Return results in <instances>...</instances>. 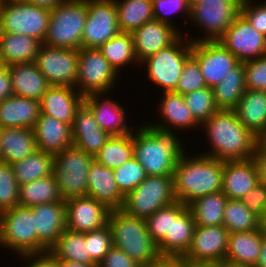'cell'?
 <instances>
[{
  "mask_svg": "<svg viewBox=\"0 0 266 267\" xmlns=\"http://www.w3.org/2000/svg\"><path fill=\"white\" fill-rule=\"evenodd\" d=\"M24 1L33 4L35 6L43 7L48 10H53L57 5L67 0H24Z\"/></svg>",
  "mask_w": 266,
  "mask_h": 267,
  "instance_id": "58",
  "label": "cell"
},
{
  "mask_svg": "<svg viewBox=\"0 0 266 267\" xmlns=\"http://www.w3.org/2000/svg\"><path fill=\"white\" fill-rule=\"evenodd\" d=\"M114 0H87L82 48H99L120 33Z\"/></svg>",
  "mask_w": 266,
  "mask_h": 267,
  "instance_id": "13",
  "label": "cell"
},
{
  "mask_svg": "<svg viewBox=\"0 0 266 267\" xmlns=\"http://www.w3.org/2000/svg\"><path fill=\"white\" fill-rule=\"evenodd\" d=\"M42 42L28 35L0 32V58L3 65L34 62Z\"/></svg>",
  "mask_w": 266,
  "mask_h": 267,
  "instance_id": "33",
  "label": "cell"
},
{
  "mask_svg": "<svg viewBox=\"0 0 266 267\" xmlns=\"http://www.w3.org/2000/svg\"><path fill=\"white\" fill-rule=\"evenodd\" d=\"M34 64L50 85L75 87L78 50L42 44Z\"/></svg>",
  "mask_w": 266,
  "mask_h": 267,
  "instance_id": "14",
  "label": "cell"
},
{
  "mask_svg": "<svg viewBox=\"0 0 266 267\" xmlns=\"http://www.w3.org/2000/svg\"><path fill=\"white\" fill-rule=\"evenodd\" d=\"M119 77L99 49L81 47L78 50L75 89L84 97L91 93H110Z\"/></svg>",
  "mask_w": 266,
  "mask_h": 267,
  "instance_id": "12",
  "label": "cell"
},
{
  "mask_svg": "<svg viewBox=\"0 0 266 267\" xmlns=\"http://www.w3.org/2000/svg\"><path fill=\"white\" fill-rule=\"evenodd\" d=\"M183 98L186 106L200 125L219 110L215 105L213 90L210 87L184 94Z\"/></svg>",
  "mask_w": 266,
  "mask_h": 267,
  "instance_id": "44",
  "label": "cell"
},
{
  "mask_svg": "<svg viewBox=\"0 0 266 267\" xmlns=\"http://www.w3.org/2000/svg\"><path fill=\"white\" fill-rule=\"evenodd\" d=\"M162 98L159 99V105L156 107L161 122L158 120L154 123L147 122V125L155 130L167 133H175L184 130H192L200 128V124L195 120L192 113L185 104L183 95L177 92H164ZM161 100V101H160ZM178 129V130H177ZM183 129V130H182ZM175 131V132H174Z\"/></svg>",
  "mask_w": 266,
  "mask_h": 267,
  "instance_id": "22",
  "label": "cell"
},
{
  "mask_svg": "<svg viewBox=\"0 0 266 267\" xmlns=\"http://www.w3.org/2000/svg\"><path fill=\"white\" fill-rule=\"evenodd\" d=\"M223 226L229 233H235L259 229L262 223L242 200L228 199L224 207Z\"/></svg>",
  "mask_w": 266,
  "mask_h": 267,
  "instance_id": "43",
  "label": "cell"
},
{
  "mask_svg": "<svg viewBox=\"0 0 266 267\" xmlns=\"http://www.w3.org/2000/svg\"><path fill=\"white\" fill-rule=\"evenodd\" d=\"M212 90L215 105L219 110H234L246 90L243 63L239 62Z\"/></svg>",
  "mask_w": 266,
  "mask_h": 267,
  "instance_id": "35",
  "label": "cell"
},
{
  "mask_svg": "<svg viewBox=\"0 0 266 267\" xmlns=\"http://www.w3.org/2000/svg\"><path fill=\"white\" fill-rule=\"evenodd\" d=\"M19 188L11 164L0 161V213L19 206Z\"/></svg>",
  "mask_w": 266,
  "mask_h": 267,
  "instance_id": "46",
  "label": "cell"
},
{
  "mask_svg": "<svg viewBox=\"0 0 266 267\" xmlns=\"http://www.w3.org/2000/svg\"><path fill=\"white\" fill-rule=\"evenodd\" d=\"M259 182L253 159L224 162L222 192L228 199L242 200Z\"/></svg>",
  "mask_w": 266,
  "mask_h": 267,
  "instance_id": "29",
  "label": "cell"
},
{
  "mask_svg": "<svg viewBox=\"0 0 266 267\" xmlns=\"http://www.w3.org/2000/svg\"><path fill=\"white\" fill-rule=\"evenodd\" d=\"M33 132L37 150L56 155L73 145L72 128L68 123L40 113Z\"/></svg>",
  "mask_w": 266,
  "mask_h": 267,
  "instance_id": "28",
  "label": "cell"
},
{
  "mask_svg": "<svg viewBox=\"0 0 266 267\" xmlns=\"http://www.w3.org/2000/svg\"><path fill=\"white\" fill-rule=\"evenodd\" d=\"M246 89L266 91V55L243 63Z\"/></svg>",
  "mask_w": 266,
  "mask_h": 267,
  "instance_id": "51",
  "label": "cell"
},
{
  "mask_svg": "<svg viewBox=\"0 0 266 267\" xmlns=\"http://www.w3.org/2000/svg\"><path fill=\"white\" fill-rule=\"evenodd\" d=\"M264 226L252 231L229 233L224 262L229 265L255 267L259 261Z\"/></svg>",
  "mask_w": 266,
  "mask_h": 267,
  "instance_id": "26",
  "label": "cell"
},
{
  "mask_svg": "<svg viewBox=\"0 0 266 267\" xmlns=\"http://www.w3.org/2000/svg\"><path fill=\"white\" fill-rule=\"evenodd\" d=\"M134 157L132 134L111 136L104 147L94 156V160L110 169L120 167Z\"/></svg>",
  "mask_w": 266,
  "mask_h": 267,
  "instance_id": "42",
  "label": "cell"
},
{
  "mask_svg": "<svg viewBox=\"0 0 266 267\" xmlns=\"http://www.w3.org/2000/svg\"><path fill=\"white\" fill-rule=\"evenodd\" d=\"M258 144L266 151V131L258 137Z\"/></svg>",
  "mask_w": 266,
  "mask_h": 267,
  "instance_id": "64",
  "label": "cell"
},
{
  "mask_svg": "<svg viewBox=\"0 0 266 267\" xmlns=\"http://www.w3.org/2000/svg\"><path fill=\"white\" fill-rule=\"evenodd\" d=\"M113 173L117 187L124 196L138 187L148 176L145 169L134 157L120 167L113 169Z\"/></svg>",
  "mask_w": 266,
  "mask_h": 267,
  "instance_id": "45",
  "label": "cell"
},
{
  "mask_svg": "<svg viewBox=\"0 0 266 267\" xmlns=\"http://www.w3.org/2000/svg\"><path fill=\"white\" fill-rule=\"evenodd\" d=\"M228 198L222 191L199 197L191 202L190 208L196 226H221L224 207Z\"/></svg>",
  "mask_w": 266,
  "mask_h": 267,
  "instance_id": "39",
  "label": "cell"
},
{
  "mask_svg": "<svg viewBox=\"0 0 266 267\" xmlns=\"http://www.w3.org/2000/svg\"><path fill=\"white\" fill-rule=\"evenodd\" d=\"M88 253L91 259L98 265L113 247L112 234L109 225L85 233Z\"/></svg>",
  "mask_w": 266,
  "mask_h": 267,
  "instance_id": "47",
  "label": "cell"
},
{
  "mask_svg": "<svg viewBox=\"0 0 266 267\" xmlns=\"http://www.w3.org/2000/svg\"><path fill=\"white\" fill-rule=\"evenodd\" d=\"M196 224L187 205L180 201L172 204V227L170 235L157 245L164 259L179 260L189 249Z\"/></svg>",
  "mask_w": 266,
  "mask_h": 267,
  "instance_id": "18",
  "label": "cell"
},
{
  "mask_svg": "<svg viewBox=\"0 0 266 267\" xmlns=\"http://www.w3.org/2000/svg\"><path fill=\"white\" fill-rule=\"evenodd\" d=\"M153 2V14L154 20L167 23L173 27H175L181 34L183 33L179 30V26L177 27L176 24L173 23L171 20L172 15L175 13H182L186 15L185 19L187 18L186 22L190 19V5L187 3L186 0H152ZM170 17V18H169Z\"/></svg>",
  "mask_w": 266,
  "mask_h": 267,
  "instance_id": "49",
  "label": "cell"
},
{
  "mask_svg": "<svg viewBox=\"0 0 266 267\" xmlns=\"http://www.w3.org/2000/svg\"><path fill=\"white\" fill-rule=\"evenodd\" d=\"M242 201L254 215L262 220L266 208V183L260 181L242 198Z\"/></svg>",
  "mask_w": 266,
  "mask_h": 267,
  "instance_id": "53",
  "label": "cell"
},
{
  "mask_svg": "<svg viewBox=\"0 0 266 267\" xmlns=\"http://www.w3.org/2000/svg\"><path fill=\"white\" fill-rule=\"evenodd\" d=\"M200 127L211 148L201 154L224 162L253 158L258 137L241 124L234 110H218Z\"/></svg>",
  "mask_w": 266,
  "mask_h": 267,
  "instance_id": "1",
  "label": "cell"
},
{
  "mask_svg": "<svg viewBox=\"0 0 266 267\" xmlns=\"http://www.w3.org/2000/svg\"><path fill=\"white\" fill-rule=\"evenodd\" d=\"M0 245L18 256L37 254V232L30 207L19 205L0 213Z\"/></svg>",
  "mask_w": 266,
  "mask_h": 267,
  "instance_id": "10",
  "label": "cell"
},
{
  "mask_svg": "<svg viewBox=\"0 0 266 267\" xmlns=\"http://www.w3.org/2000/svg\"><path fill=\"white\" fill-rule=\"evenodd\" d=\"M255 267H266V231H265V228H264V235H263L260 258Z\"/></svg>",
  "mask_w": 266,
  "mask_h": 267,
  "instance_id": "59",
  "label": "cell"
},
{
  "mask_svg": "<svg viewBox=\"0 0 266 267\" xmlns=\"http://www.w3.org/2000/svg\"><path fill=\"white\" fill-rule=\"evenodd\" d=\"M109 92L91 93L84 97V104L93 112L100 128L111 136H125L132 134L135 128L128 126L124 104L107 96ZM126 117V118H125Z\"/></svg>",
  "mask_w": 266,
  "mask_h": 267,
  "instance_id": "21",
  "label": "cell"
},
{
  "mask_svg": "<svg viewBox=\"0 0 266 267\" xmlns=\"http://www.w3.org/2000/svg\"><path fill=\"white\" fill-rule=\"evenodd\" d=\"M263 1L255 3L254 0H242L240 13L266 37V1Z\"/></svg>",
  "mask_w": 266,
  "mask_h": 267,
  "instance_id": "52",
  "label": "cell"
},
{
  "mask_svg": "<svg viewBox=\"0 0 266 267\" xmlns=\"http://www.w3.org/2000/svg\"><path fill=\"white\" fill-rule=\"evenodd\" d=\"M191 55L197 60L207 87L218 85L238 63V59L218 40L192 42Z\"/></svg>",
  "mask_w": 266,
  "mask_h": 267,
  "instance_id": "16",
  "label": "cell"
},
{
  "mask_svg": "<svg viewBox=\"0 0 266 267\" xmlns=\"http://www.w3.org/2000/svg\"><path fill=\"white\" fill-rule=\"evenodd\" d=\"M176 201L173 176H147L124 197L121 210L130 216L147 219L157 210Z\"/></svg>",
  "mask_w": 266,
  "mask_h": 267,
  "instance_id": "9",
  "label": "cell"
},
{
  "mask_svg": "<svg viewBox=\"0 0 266 267\" xmlns=\"http://www.w3.org/2000/svg\"><path fill=\"white\" fill-rule=\"evenodd\" d=\"M207 87L197 60L191 55L185 62L176 90L181 95Z\"/></svg>",
  "mask_w": 266,
  "mask_h": 267,
  "instance_id": "48",
  "label": "cell"
},
{
  "mask_svg": "<svg viewBox=\"0 0 266 267\" xmlns=\"http://www.w3.org/2000/svg\"><path fill=\"white\" fill-rule=\"evenodd\" d=\"M148 232L158 245L166 235H170L172 227V204L157 210L146 219Z\"/></svg>",
  "mask_w": 266,
  "mask_h": 267,
  "instance_id": "50",
  "label": "cell"
},
{
  "mask_svg": "<svg viewBox=\"0 0 266 267\" xmlns=\"http://www.w3.org/2000/svg\"><path fill=\"white\" fill-rule=\"evenodd\" d=\"M37 150L33 129L0 128V160L12 164Z\"/></svg>",
  "mask_w": 266,
  "mask_h": 267,
  "instance_id": "32",
  "label": "cell"
},
{
  "mask_svg": "<svg viewBox=\"0 0 266 267\" xmlns=\"http://www.w3.org/2000/svg\"><path fill=\"white\" fill-rule=\"evenodd\" d=\"M141 267H169V259H162L160 262L155 263L153 265H145Z\"/></svg>",
  "mask_w": 266,
  "mask_h": 267,
  "instance_id": "63",
  "label": "cell"
},
{
  "mask_svg": "<svg viewBox=\"0 0 266 267\" xmlns=\"http://www.w3.org/2000/svg\"><path fill=\"white\" fill-rule=\"evenodd\" d=\"M234 111L241 124L257 137L266 131V91L246 89Z\"/></svg>",
  "mask_w": 266,
  "mask_h": 267,
  "instance_id": "34",
  "label": "cell"
},
{
  "mask_svg": "<svg viewBox=\"0 0 266 267\" xmlns=\"http://www.w3.org/2000/svg\"><path fill=\"white\" fill-rule=\"evenodd\" d=\"M87 182L88 197L96 199L111 211L123 208L125 196L117 187L113 169L94 160L89 168Z\"/></svg>",
  "mask_w": 266,
  "mask_h": 267,
  "instance_id": "27",
  "label": "cell"
},
{
  "mask_svg": "<svg viewBox=\"0 0 266 267\" xmlns=\"http://www.w3.org/2000/svg\"><path fill=\"white\" fill-rule=\"evenodd\" d=\"M187 3L192 6L195 2H198L199 0H186Z\"/></svg>",
  "mask_w": 266,
  "mask_h": 267,
  "instance_id": "66",
  "label": "cell"
},
{
  "mask_svg": "<svg viewBox=\"0 0 266 267\" xmlns=\"http://www.w3.org/2000/svg\"><path fill=\"white\" fill-rule=\"evenodd\" d=\"M226 267H245V266H235V265L226 264Z\"/></svg>",
  "mask_w": 266,
  "mask_h": 267,
  "instance_id": "68",
  "label": "cell"
},
{
  "mask_svg": "<svg viewBox=\"0 0 266 267\" xmlns=\"http://www.w3.org/2000/svg\"><path fill=\"white\" fill-rule=\"evenodd\" d=\"M94 156L74 145L54 155L53 175L63 200L87 196V176Z\"/></svg>",
  "mask_w": 266,
  "mask_h": 267,
  "instance_id": "8",
  "label": "cell"
},
{
  "mask_svg": "<svg viewBox=\"0 0 266 267\" xmlns=\"http://www.w3.org/2000/svg\"><path fill=\"white\" fill-rule=\"evenodd\" d=\"M169 267H190V262H180L179 260L169 259Z\"/></svg>",
  "mask_w": 266,
  "mask_h": 267,
  "instance_id": "62",
  "label": "cell"
},
{
  "mask_svg": "<svg viewBox=\"0 0 266 267\" xmlns=\"http://www.w3.org/2000/svg\"><path fill=\"white\" fill-rule=\"evenodd\" d=\"M65 203L66 229L87 233L108 224L111 210L94 198L73 197Z\"/></svg>",
  "mask_w": 266,
  "mask_h": 267,
  "instance_id": "19",
  "label": "cell"
},
{
  "mask_svg": "<svg viewBox=\"0 0 266 267\" xmlns=\"http://www.w3.org/2000/svg\"><path fill=\"white\" fill-rule=\"evenodd\" d=\"M186 152L173 171V184L176 200L188 206L199 197L222 191L224 161Z\"/></svg>",
  "mask_w": 266,
  "mask_h": 267,
  "instance_id": "2",
  "label": "cell"
},
{
  "mask_svg": "<svg viewBox=\"0 0 266 267\" xmlns=\"http://www.w3.org/2000/svg\"><path fill=\"white\" fill-rule=\"evenodd\" d=\"M40 115V101L22 96H10L0 102V128L33 129Z\"/></svg>",
  "mask_w": 266,
  "mask_h": 267,
  "instance_id": "30",
  "label": "cell"
},
{
  "mask_svg": "<svg viewBox=\"0 0 266 267\" xmlns=\"http://www.w3.org/2000/svg\"><path fill=\"white\" fill-rule=\"evenodd\" d=\"M228 230L223 226H196L193 239L180 262H224Z\"/></svg>",
  "mask_w": 266,
  "mask_h": 267,
  "instance_id": "17",
  "label": "cell"
},
{
  "mask_svg": "<svg viewBox=\"0 0 266 267\" xmlns=\"http://www.w3.org/2000/svg\"><path fill=\"white\" fill-rule=\"evenodd\" d=\"M131 34L139 64L173 44L182 35L175 27L157 20L146 22Z\"/></svg>",
  "mask_w": 266,
  "mask_h": 267,
  "instance_id": "23",
  "label": "cell"
},
{
  "mask_svg": "<svg viewBox=\"0 0 266 267\" xmlns=\"http://www.w3.org/2000/svg\"><path fill=\"white\" fill-rule=\"evenodd\" d=\"M113 246L123 250L141 266L160 262L157 244L148 232L146 219L130 216L123 210H113L108 218Z\"/></svg>",
  "mask_w": 266,
  "mask_h": 267,
  "instance_id": "4",
  "label": "cell"
},
{
  "mask_svg": "<svg viewBox=\"0 0 266 267\" xmlns=\"http://www.w3.org/2000/svg\"><path fill=\"white\" fill-rule=\"evenodd\" d=\"M62 200L53 174L20 185L19 188V205L23 207H33Z\"/></svg>",
  "mask_w": 266,
  "mask_h": 267,
  "instance_id": "41",
  "label": "cell"
},
{
  "mask_svg": "<svg viewBox=\"0 0 266 267\" xmlns=\"http://www.w3.org/2000/svg\"><path fill=\"white\" fill-rule=\"evenodd\" d=\"M71 128L73 145L92 156H95L111 137L100 128L93 112L84 103L77 109Z\"/></svg>",
  "mask_w": 266,
  "mask_h": 267,
  "instance_id": "24",
  "label": "cell"
},
{
  "mask_svg": "<svg viewBox=\"0 0 266 267\" xmlns=\"http://www.w3.org/2000/svg\"><path fill=\"white\" fill-rule=\"evenodd\" d=\"M98 49L119 75H122L120 74V68L123 69V67L134 66L133 64L137 66L139 64L135 55L133 37L129 32L118 33Z\"/></svg>",
  "mask_w": 266,
  "mask_h": 267,
  "instance_id": "38",
  "label": "cell"
},
{
  "mask_svg": "<svg viewBox=\"0 0 266 267\" xmlns=\"http://www.w3.org/2000/svg\"><path fill=\"white\" fill-rule=\"evenodd\" d=\"M190 267H226L225 262H190Z\"/></svg>",
  "mask_w": 266,
  "mask_h": 267,
  "instance_id": "60",
  "label": "cell"
},
{
  "mask_svg": "<svg viewBox=\"0 0 266 267\" xmlns=\"http://www.w3.org/2000/svg\"><path fill=\"white\" fill-rule=\"evenodd\" d=\"M98 267H141V265L131 259L123 250L113 246Z\"/></svg>",
  "mask_w": 266,
  "mask_h": 267,
  "instance_id": "54",
  "label": "cell"
},
{
  "mask_svg": "<svg viewBox=\"0 0 266 267\" xmlns=\"http://www.w3.org/2000/svg\"><path fill=\"white\" fill-rule=\"evenodd\" d=\"M184 35V36H183ZM183 33L173 44L158 51L142 61L138 67L145 66L146 76L157 85L158 90L172 92L176 90L182 68L191 56L192 41Z\"/></svg>",
  "mask_w": 266,
  "mask_h": 267,
  "instance_id": "6",
  "label": "cell"
},
{
  "mask_svg": "<svg viewBox=\"0 0 266 267\" xmlns=\"http://www.w3.org/2000/svg\"><path fill=\"white\" fill-rule=\"evenodd\" d=\"M262 225L264 226L266 224V208L263 214V219L261 220Z\"/></svg>",
  "mask_w": 266,
  "mask_h": 267,
  "instance_id": "65",
  "label": "cell"
},
{
  "mask_svg": "<svg viewBox=\"0 0 266 267\" xmlns=\"http://www.w3.org/2000/svg\"><path fill=\"white\" fill-rule=\"evenodd\" d=\"M121 32L131 33L146 22L154 20L152 0H114Z\"/></svg>",
  "mask_w": 266,
  "mask_h": 267,
  "instance_id": "36",
  "label": "cell"
},
{
  "mask_svg": "<svg viewBox=\"0 0 266 267\" xmlns=\"http://www.w3.org/2000/svg\"><path fill=\"white\" fill-rule=\"evenodd\" d=\"M9 72L15 96L40 101L51 86L34 62L11 64Z\"/></svg>",
  "mask_w": 266,
  "mask_h": 267,
  "instance_id": "31",
  "label": "cell"
},
{
  "mask_svg": "<svg viewBox=\"0 0 266 267\" xmlns=\"http://www.w3.org/2000/svg\"><path fill=\"white\" fill-rule=\"evenodd\" d=\"M49 252L58 261H73L84 264H96L88 253L85 233L66 229Z\"/></svg>",
  "mask_w": 266,
  "mask_h": 267,
  "instance_id": "37",
  "label": "cell"
},
{
  "mask_svg": "<svg viewBox=\"0 0 266 267\" xmlns=\"http://www.w3.org/2000/svg\"><path fill=\"white\" fill-rule=\"evenodd\" d=\"M138 126L132 133L134 158L148 176H173L180 156L187 149L181 136L155 130L145 123Z\"/></svg>",
  "mask_w": 266,
  "mask_h": 267,
  "instance_id": "3",
  "label": "cell"
},
{
  "mask_svg": "<svg viewBox=\"0 0 266 267\" xmlns=\"http://www.w3.org/2000/svg\"><path fill=\"white\" fill-rule=\"evenodd\" d=\"M87 18V0H67L51 10L43 44L79 50Z\"/></svg>",
  "mask_w": 266,
  "mask_h": 267,
  "instance_id": "5",
  "label": "cell"
},
{
  "mask_svg": "<svg viewBox=\"0 0 266 267\" xmlns=\"http://www.w3.org/2000/svg\"><path fill=\"white\" fill-rule=\"evenodd\" d=\"M3 3H4V1L3 0H0V14H1Z\"/></svg>",
  "mask_w": 266,
  "mask_h": 267,
  "instance_id": "67",
  "label": "cell"
},
{
  "mask_svg": "<svg viewBox=\"0 0 266 267\" xmlns=\"http://www.w3.org/2000/svg\"><path fill=\"white\" fill-rule=\"evenodd\" d=\"M242 0H199L190 7L191 23H194L202 37H186L192 42L216 41L231 26L235 18L240 14ZM204 32V33H203Z\"/></svg>",
  "mask_w": 266,
  "mask_h": 267,
  "instance_id": "7",
  "label": "cell"
},
{
  "mask_svg": "<svg viewBox=\"0 0 266 267\" xmlns=\"http://www.w3.org/2000/svg\"><path fill=\"white\" fill-rule=\"evenodd\" d=\"M60 267H98L97 264H84L73 261H59Z\"/></svg>",
  "mask_w": 266,
  "mask_h": 267,
  "instance_id": "61",
  "label": "cell"
},
{
  "mask_svg": "<svg viewBox=\"0 0 266 267\" xmlns=\"http://www.w3.org/2000/svg\"><path fill=\"white\" fill-rule=\"evenodd\" d=\"M37 232V254L49 252L66 230L65 200L30 207Z\"/></svg>",
  "mask_w": 266,
  "mask_h": 267,
  "instance_id": "20",
  "label": "cell"
},
{
  "mask_svg": "<svg viewBox=\"0 0 266 267\" xmlns=\"http://www.w3.org/2000/svg\"><path fill=\"white\" fill-rule=\"evenodd\" d=\"M50 14L51 10L24 0L4 2L0 14V32L28 35L43 43Z\"/></svg>",
  "mask_w": 266,
  "mask_h": 267,
  "instance_id": "11",
  "label": "cell"
},
{
  "mask_svg": "<svg viewBox=\"0 0 266 267\" xmlns=\"http://www.w3.org/2000/svg\"><path fill=\"white\" fill-rule=\"evenodd\" d=\"M218 41L241 63L266 55V37L241 13Z\"/></svg>",
  "mask_w": 266,
  "mask_h": 267,
  "instance_id": "15",
  "label": "cell"
},
{
  "mask_svg": "<svg viewBox=\"0 0 266 267\" xmlns=\"http://www.w3.org/2000/svg\"><path fill=\"white\" fill-rule=\"evenodd\" d=\"M54 155L36 150L23 160L11 164L16 180L20 185L53 174Z\"/></svg>",
  "mask_w": 266,
  "mask_h": 267,
  "instance_id": "40",
  "label": "cell"
},
{
  "mask_svg": "<svg viewBox=\"0 0 266 267\" xmlns=\"http://www.w3.org/2000/svg\"><path fill=\"white\" fill-rule=\"evenodd\" d=\"M19 257L24 262L27 261V267H60L59 261L50 252L22 255Z\"/></svg>",
  "mask_w": 266,
  "mask_h": 267,
  "instance_id": "55",
  "label": "cell"
},
{
  "mask_svg": "<svg viewBox=\"0 0 266 267\" xmlns=\"http://www.w3.org/2000/svg\"><path fill=\"white\" fill-rule=\"evenodd\" d=\"M84 96L75 87L51 85L40 100V113L72 126Z\"/></svg>",
  "mask_w": 266,
  "mask_h": 267,
  "instance_id": "25",
  "label": "cell"
},
{
  "mask_svg": "<svg viewBox=\"0 0 266 267\" xmlns=\"http://www.w3.org/2000/svg\"><path fill=\"white\" fill-rule=\"evenodd\" d=\"M257 166L259 180L266 183V151L257 144L252 158Z\"/></svg>",
  "mask_w": 266,
  "mask_h": 267,
  "instance_id": "57",
  "label": "cell"
},
{
  "mask_svg": "<svg viewBox=\"0 0 266 267\" xmlns=\"http://www.w3.org/2000/svg\"><path fill=\"white\" fill-rule=\"evenodd\" d=\"M13 95L9 66L2 65L0 67V102Z\"/></svg>",
  "mask_w": 266,
  "mask_h": 267,
  "instance_id": "56",
  "label": "cell"
}]
</instances>
